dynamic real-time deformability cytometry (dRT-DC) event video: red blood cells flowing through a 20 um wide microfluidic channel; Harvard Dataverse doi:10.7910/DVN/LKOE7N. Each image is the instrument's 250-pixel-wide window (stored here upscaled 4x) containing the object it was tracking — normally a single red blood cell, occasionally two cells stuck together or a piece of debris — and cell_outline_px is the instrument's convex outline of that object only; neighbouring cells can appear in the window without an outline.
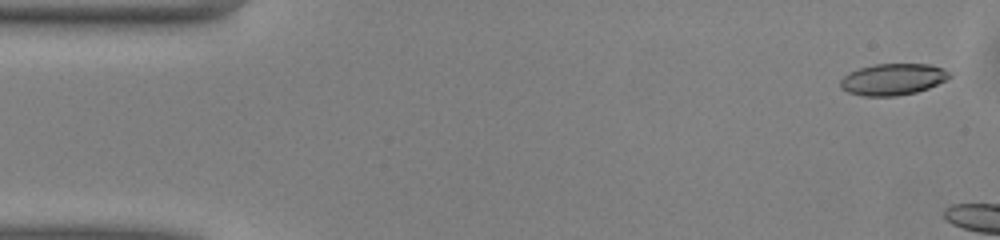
{"species": "common noctule bat (a hibernating species)", "species_latin": "Nyctalus noctula", "temperature_condition": "warm", "stored_images_in_passage": 5, "camera_frame_rate_fps": 3000, "um_per_image_px": 0.085, "animal": {"sex": "male", "body_mass_g": 13.0, "forearm_length_mm": 53.1}, "frame": {"image": 1, "passage_image": 2, "time_ms": 0.333, "image_size_px": [1000, 240], "cell_outline_px": [[952, 76], [928, 88], [916, 92], [896, 96], [864, 96], [848, 92], [840, 88], [840, 80], [848, 72], [860, 68], [876, 64], [932, 64], [944, 68], [952, 72]], "centroid_in_image_um": [75.9, 6.73], "position_along_channel_um": 9.1, "area_um2": 20.11}}